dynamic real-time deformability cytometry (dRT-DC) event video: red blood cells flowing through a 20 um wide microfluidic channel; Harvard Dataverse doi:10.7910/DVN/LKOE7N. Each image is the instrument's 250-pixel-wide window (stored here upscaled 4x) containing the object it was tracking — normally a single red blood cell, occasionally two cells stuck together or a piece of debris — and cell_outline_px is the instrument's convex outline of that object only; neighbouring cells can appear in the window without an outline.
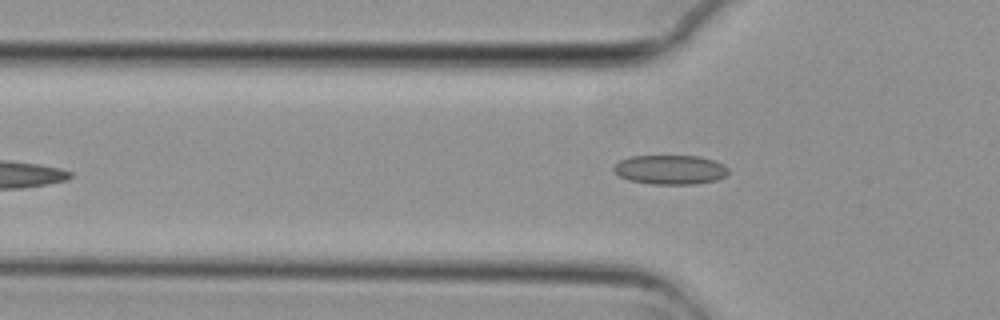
{"species": "common noctule bat (a hibernating species)", "species_latin": "Nyctalus noctula", "temperature_condition": "cold", "stored_images_in_passage": 4, "camera_frame_rate_fps": 3000, "um_per_image_px": 0.085, "animal": {"sex": "female", "body_mass_g": 29.2, "forearm_length_mm": 56.3}, "frame": {"image": 1, "passage_image": 4, "time_ms": 1.0, "image_size_px": [1000, 320], "cell_outline_px": [[728, 172], [724, 176], [716, 180], [696, 184], [652, 184], [628, 180], [620, 176], [612, 168], [620, 160], [632, 156], [700, 156], [716, 160], [724, 164], [728, 168]], "centroid_in_image_um": [57.0, 14.42], "position_along_channel_um": 68.8, "area_um2": 19.65}}